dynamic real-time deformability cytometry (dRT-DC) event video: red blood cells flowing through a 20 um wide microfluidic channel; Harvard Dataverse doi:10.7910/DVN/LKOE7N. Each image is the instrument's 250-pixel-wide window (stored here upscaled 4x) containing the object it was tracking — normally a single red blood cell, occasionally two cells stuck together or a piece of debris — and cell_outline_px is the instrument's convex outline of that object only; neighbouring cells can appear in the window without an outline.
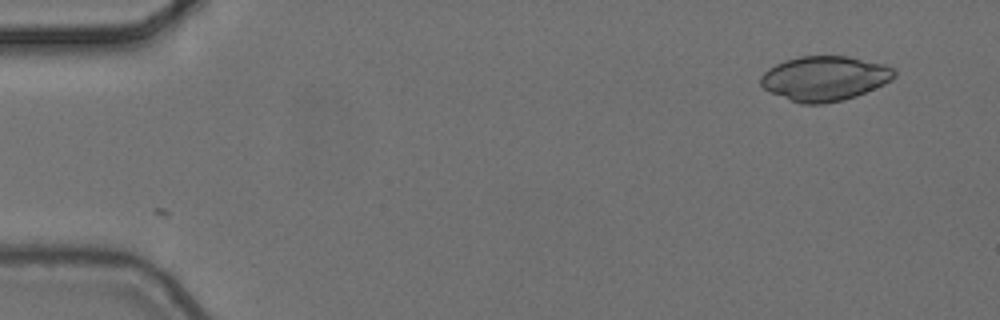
{"species": "common noctule bat (a hibernating species)", "species_latin": "Nyctalus noctula", "temperature_condition": "cold", "stored_images_in_passage": 2, "camera_frame_rate_fps": 3000, "um_per_image_px": 0.085, "animal": {"sex": "female", "body_mass_g": 24.6, "forearm_length_mm": 56.2}, "frame": {"image": 1, "passage_image": 2, "time_ms": 0.333, "image_size_px": [1000, 320], "cell_outline_px": [[896, 76], [892, 80], [884, 84], [856, 96], [844, 100], [824, 104], [800, 104], [772, 92], [764, 88], [760, 84], [760, 76], [768, 68], [784, 60], [800, 56], [848, 56], [884, 64], [896, 68]], "centroid_in_image_um": [70.12, 6.66], "position_along_channel_um": 14.9, "area_um2": 34.97}}